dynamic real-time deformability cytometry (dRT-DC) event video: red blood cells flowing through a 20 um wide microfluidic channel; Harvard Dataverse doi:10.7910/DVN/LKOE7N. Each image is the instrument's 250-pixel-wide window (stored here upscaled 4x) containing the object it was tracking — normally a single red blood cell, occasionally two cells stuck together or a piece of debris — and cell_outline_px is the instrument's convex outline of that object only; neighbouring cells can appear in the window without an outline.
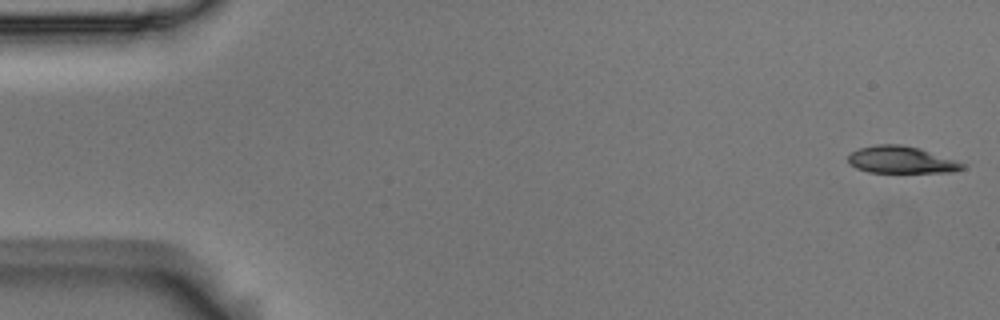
{"species": "Egyptian fruit bat (a non-hibernating species)", "species_latin": "Rousettus aegyptiacus", "temperature_condition": "room temperature", "stored_images_in_passage": 54, "camera_frame_rate_fps": 3000, "um_per_image_px": 0.085, "animal": {"sex": "male"}, "frame": {"image": 1, "passage_image": 1, "time_ms": 0.0, "image_size_px": [1000, 320], "cell_outline_px": [[964, 168], [952, 172], [868, 172], [856, 168], [848, 164], [848, 156], [852, 152], [860, 148], [876, 144], [900, 144], [920, 148], [964, 164]], "centroid_in_image_um": [76.54, 13.58], "position_along_channel_um": 8.5, "area_um2": 17.8}}
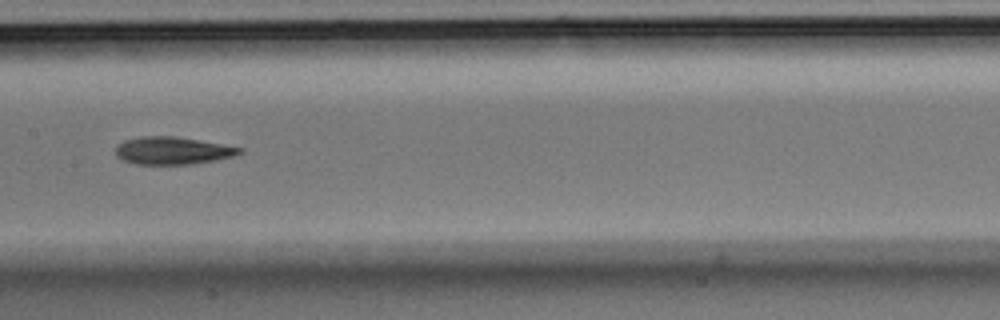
{"frame": {"image": 2, "passage_image": 27, "time_ms": 8.667, "image_size_px": [1000, 320], "cell_outline_px": [[244, 152], [232, 156], [192, 164], [136, 164], [124, 160], [116, 156], [116, 148], [124, 140], [140, 136], [172, 136], [244, 148]], "centroid_in_image_um": [14.65, 12.8], "position_along_channel_um": 192.8, "area_um2": 19.54}}
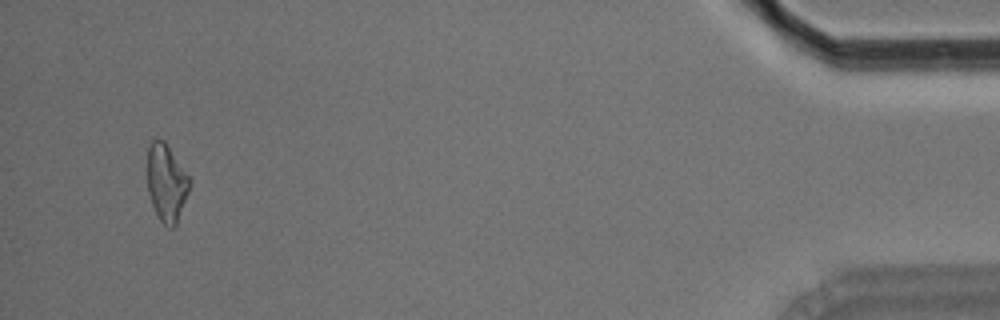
{"frame": {"image": 3, "passage_image": 52, "time_ms": 17.0, "image_size_px": [1000, 320], "cell_outline_px": [[192, 180], [188, 192], [176, 224], [172, 228], [168, 228], [160, 220], [152, 204], [148, 192], [148, 144], [152, 140], [164, 140]], "centroid_in_image_um": [14.15, 15.52], "position_along_channel_um": 421.0, "area_um2": 18.84}, "authors_computed_cell_mechanics": {"area_um2": 19.5364, "velocity_mm_per_s": 3.6764, "shape_relaxation_time_tau1_ms": 10.2615, "shape_relaxation_time_tau2_ms": 6.6018, "deformation_change_tau1": 0.2359, "deformation_change_tau2": 0.1691}}